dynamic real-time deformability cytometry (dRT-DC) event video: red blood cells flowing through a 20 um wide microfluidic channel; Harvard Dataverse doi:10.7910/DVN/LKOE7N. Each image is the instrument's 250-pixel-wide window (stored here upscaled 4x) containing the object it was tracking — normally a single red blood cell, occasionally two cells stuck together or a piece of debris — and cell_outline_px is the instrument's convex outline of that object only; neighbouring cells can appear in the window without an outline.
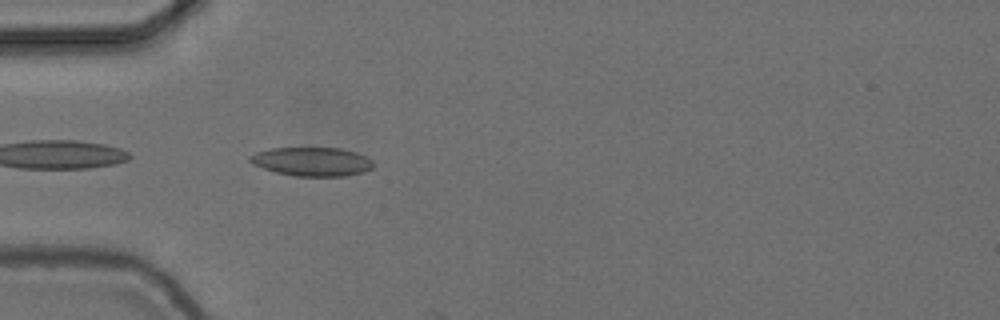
{"species": "common noctule bat (a hibernating species)", "species_latin": "Nyctalus noctula", "temperature_condition": "cold", "stored_images_in_passage": 2, "camera_frame_rate_fps": 3000, "um_per_image_px": 0.085, "animal": {"sex": "female", "body_mass_g": 24.6, "forearm_length_mm": 56.2}, "frame": {"image": 1, "passage_image": 1, "time_ms": 0.0, "image_size_px": [1000, 320], "cell_outline_px": [[372, 168], [364, 172], [344, 176], [296, 176], [276, 172], [252, 164], [248, 160], [248, 156], [256, 152], [268, 148], [340, 148], [356, 152], [372, 160]], "centroid_in_image_um": [26.49, 13.73], "position_along_channel_um": 58.5, "area_um2": 20.69}}